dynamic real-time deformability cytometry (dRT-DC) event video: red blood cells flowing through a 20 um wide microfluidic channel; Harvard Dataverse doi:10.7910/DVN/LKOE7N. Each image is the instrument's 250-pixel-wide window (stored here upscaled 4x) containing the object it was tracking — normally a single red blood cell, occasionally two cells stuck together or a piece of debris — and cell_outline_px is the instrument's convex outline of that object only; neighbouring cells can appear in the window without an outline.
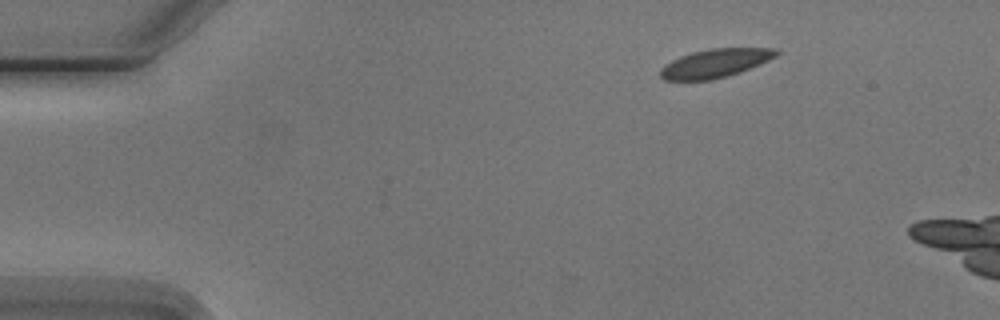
{"species": "Egyptian fruit bat (a non-hibernating species)", "species_latin": "Rousettus aegyptiacus", "temperature_condition": "cold", "stored_images_in_passage": 3, "camera_frame_rate_fps": 3000, "um_per_image_px": 0.085, "animal": {"sex": "male"}, "frame": {"image": 1, "passage_image": 1, "time_ms": 0.0, "image_size_px": [1000, 320], "cell_outline_px": [[780, 52], [776, 56], [760, 64], [740, 72], [712, 80], [664, 80], [660, 76], [660, 68], [664, 64], [680, 56], [692, 52], [708, 48], [776, 48]], "centroid_in_image_um": [60.77, 5.37], "position_along_channel_um": 24.2, "area_um2": 19.36}}